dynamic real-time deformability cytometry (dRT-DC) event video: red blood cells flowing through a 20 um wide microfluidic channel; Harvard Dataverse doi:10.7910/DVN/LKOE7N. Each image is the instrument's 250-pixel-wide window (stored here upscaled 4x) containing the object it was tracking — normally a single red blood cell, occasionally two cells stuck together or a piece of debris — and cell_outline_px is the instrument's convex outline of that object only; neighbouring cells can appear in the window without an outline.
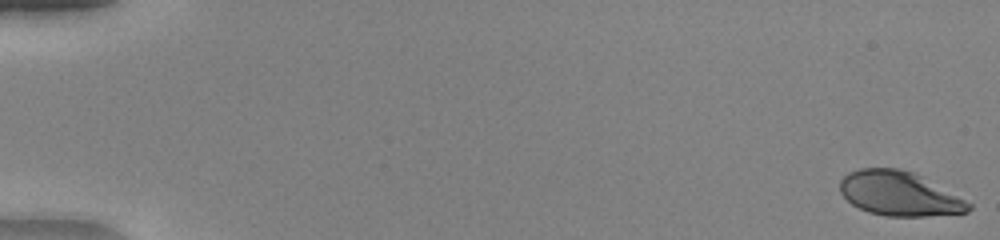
{"species": "human", "species_latin": "Homo sapiens", "temperature_condition": "warm", "stored_images_in_passage": 52, "camera_frame_rate_fps": 3000, "um_per_image_px": 0.085, "donor": {"sex": "female"}, "frame": {"image": 1, "passage_image": 1, "time_ms": 0.0, "image_size_px": [1000, 240], "cell_outline_px": [[972, 208], [968, 212], [924, 216], [884, 216], [868, 212], [852, 204], [840, 192], [840, 180], [848, 172], [860, 168], [900, 168], [912, 172], [920, 176], [972, 204]], "centroid_in_image_um": [76.4, 16.46], "position_along_channel_um": 8.6, "area_um2": 32.83}}
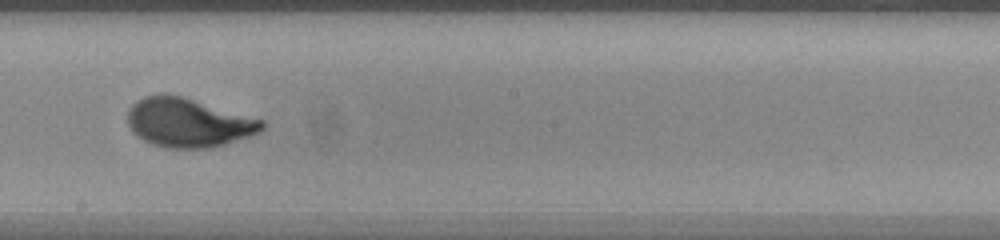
{"frame": {"image": 2, "passage_image": 31, "time_ms": 10.0, "image_size_px": [1000, 240], "cell_outline_px": [[264, 128], [260, 132], [252, 136], [212, 148], [168, 148], [152, 144], [136, 136], [132, 132], [128, 124], [128, 108], [132, 104], [144, 96], [160, 92], [168, 92], [264, 120]], "centroid_in_image_um": [15.99, 10.41], "position_along_channel_um": 232.2, "area_um2": 38.78}}
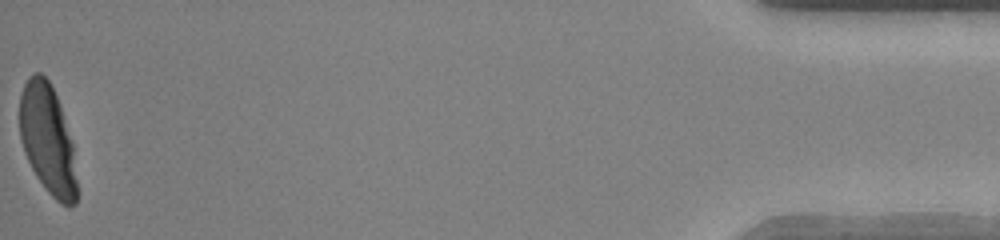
{"frame": {"image": 3, "passage_image": 52, "time_ms": 17.0, "image_size_px": [1000, 240], "cell_outline_px": [[76, 204], [68, 208], [60, 204], [44, 188], [36, 176], [24, 152], [20, 140], [20, 96], [24, 84], [28, 76], [32, 72], [40, 72], [48, 80], [60, 104], [72, 140], [76, 180]], "centroid_in_image_um": [4.04, 11.86], "position_along_channel_um": 431.2, "area_um2": 36.65}, "authors_computed_cell_mechanics": {"area_um2": 36.9631, "velocity_mm_per_s": 4.0903, "shape_relaxation_time_tau1_ms": 3.4932, "shape_relaxation_time_tau2_ms": null, "deformation_change_tau1": 0.2352, "deformation_change_tau2": null}}